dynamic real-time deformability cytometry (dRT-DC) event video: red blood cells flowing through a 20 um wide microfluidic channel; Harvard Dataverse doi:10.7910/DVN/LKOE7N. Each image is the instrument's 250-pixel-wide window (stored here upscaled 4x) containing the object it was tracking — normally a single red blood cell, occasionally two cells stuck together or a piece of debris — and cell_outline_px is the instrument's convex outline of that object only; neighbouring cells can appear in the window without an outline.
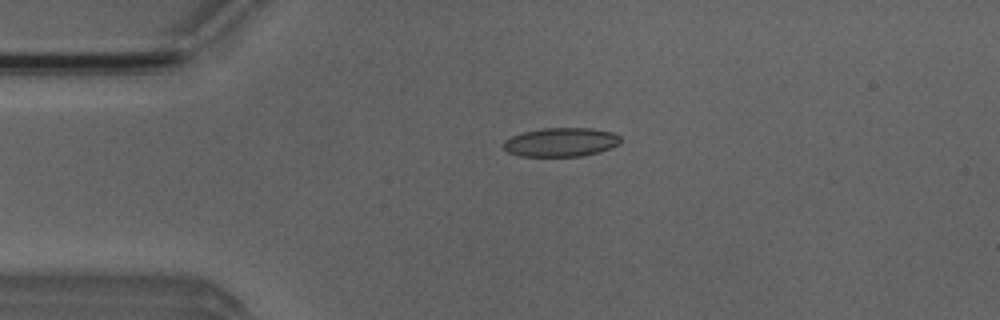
{"species": "Egyptian fruit bat (a non-hibernating species)", "species_latin": "Rousettus aegyptiacus", "temperature_condition": "room temperature", "stored_images_in_passage": 51, "camera_frame_rate_fps": 3000, "um_per_image_px": 0.085, "animal": {"sex": "male"}, "frame": {"image": 1, "passage_image": 11, "time_ms": 3.333, "image_size_px": [1000, 320], "cell_outline_px": [[620, 140], [616, 144], [600, 152], [580, 156], [520, 156], [508, 152], [500, 144], [504, 140], [512, 136], [524, 132], [540, 128], [592, 128], [612, 132], [620, 136]], "centroid_in_image_um": [47.63, 12.08], "position_along_channel_um": 37.4, "area_um2": 19.65}}
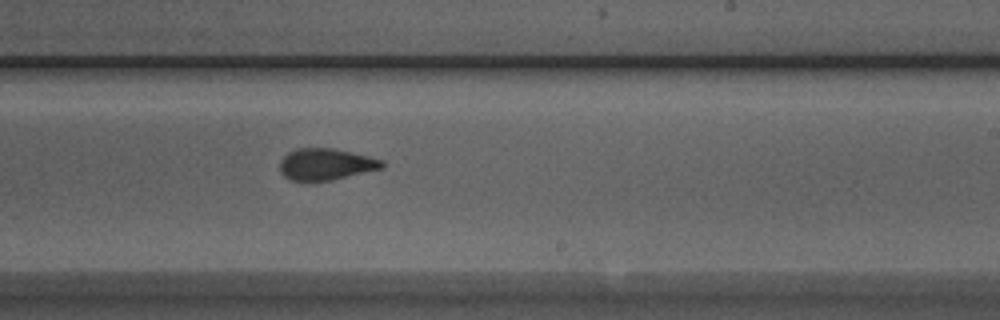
{"frame": {"image": 2, "passage_image": 30, "time_ms": 9.667, "image_size_px": [1000, 320], "cell_outline_px": [[384, 168], [328, 180], [288, 180], [280, 172], [280, 160], [288, 152], [296, 148], [332, 148], [368, 156], [384, 160]], "centroid_in_image_um": [27.68, 13.95], "position_along_channel_um": 261.3, "area_um2": 18.61}}
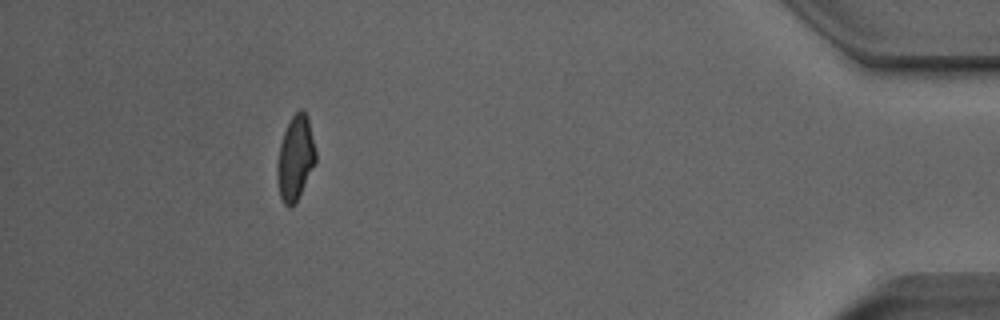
{"frame": {"image": 3, "passage_image": 46, "time_ms": 15.0, "image_size_px": [1000, 320], "cell_outline_px": [[316, 160], [292, 208], [288, 208], [284, 204], [280, 196], [276, 176], [276, 164], [280, 144], [284, 132], [292, 116], [300, 108], [308, 116], [316, 152]], "centroid_in_image_um": [25.08, 13.43], "position_along_channel_um": 410.1, "area_um2": 18.73}, "authors_computed_cell_mechanics": {"area_um2": 19.5364, "velocity_mm_per_s": 3.9903, "shape_relaxation_time_tau1_ms": 8.3941, "shape_relaxation_time_tau2_ms": 1.1502, "deformation_change_tau1": 0.1968, "deformation_change_tau2": 0.0784}}